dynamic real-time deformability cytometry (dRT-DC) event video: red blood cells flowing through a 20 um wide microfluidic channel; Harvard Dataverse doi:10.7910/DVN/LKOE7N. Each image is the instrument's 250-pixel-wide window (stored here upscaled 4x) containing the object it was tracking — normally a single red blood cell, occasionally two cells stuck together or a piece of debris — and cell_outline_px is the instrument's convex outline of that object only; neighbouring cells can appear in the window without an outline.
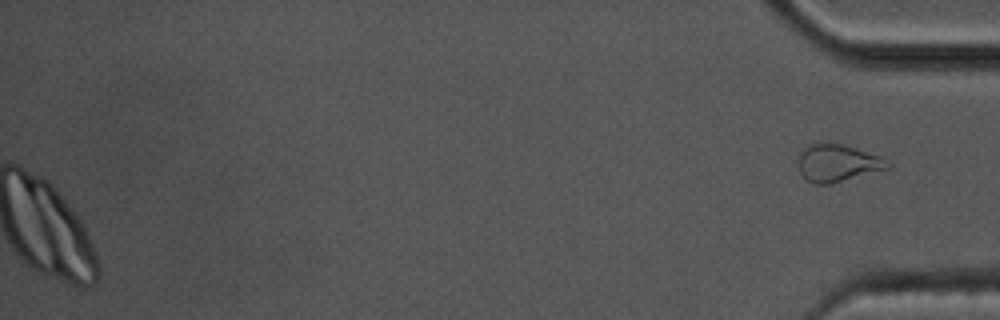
{"species": "common noctule bat (a hibernating species)", "species_latin": "Nyctalus noctula", "temperature_condition": "cold", "stored_images_in_passage": 54, "camera_frame_rate_fps": 3000, "um_per_image_px": 0.085, "animal": {"sex": "male", "body_mass_g": 17.5, "forearm_length_mm": 52.3}, "frame": {"image": 1, "passage_image": 54, "time_ms": 17.667, "image_size_px": [1000, 320], "cell_outline_px": [[892, 164], [888, 168], [828, 184], [812, 184], [800, 172], [800, 152], [812, 140], [816, 140], [840, 144], [856, 148], [880, 156]], "centroid_in_image_um": [71.16, 13.81], "position_along_channel_um": 364.0, "area_um2": 19.36}}